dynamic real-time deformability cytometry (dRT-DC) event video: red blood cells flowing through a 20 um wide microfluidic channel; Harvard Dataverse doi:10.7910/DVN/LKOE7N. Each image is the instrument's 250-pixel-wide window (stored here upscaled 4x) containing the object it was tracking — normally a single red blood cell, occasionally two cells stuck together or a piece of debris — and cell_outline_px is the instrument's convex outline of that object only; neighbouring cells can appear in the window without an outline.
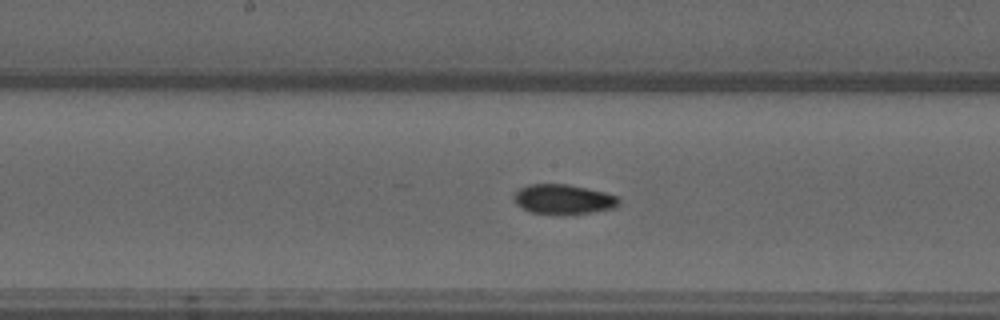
{"species": "common noctule bat (a hibernating species)", "species_latin": "Nyctalus noctula", "temperature_condition": "warm", "stored_images_in_passage": 46, "camera_frame_rate_fps": 3000, "um_per_image_px": 0.085, "animal": {"sex": "male", "forearm_length_mm": 52.5}, "frame": {"image": 1, "passage_image": 18, "time_ms": 5.667, "image_size_px": [1000, 320], "cell_outline_px": [[620, 204], [616, 208], [592, 212], [560, 216], [528, 212], [516, 204], [512, 196], [520, 188], [528, 184], [568, 184], [588, 188], [604, 192], [616, 196], [620, 200]], "centroid_in_image_um": [47.87, 16.96], "position_along_channel_um": 200.3, "area_um2": 18.73}}
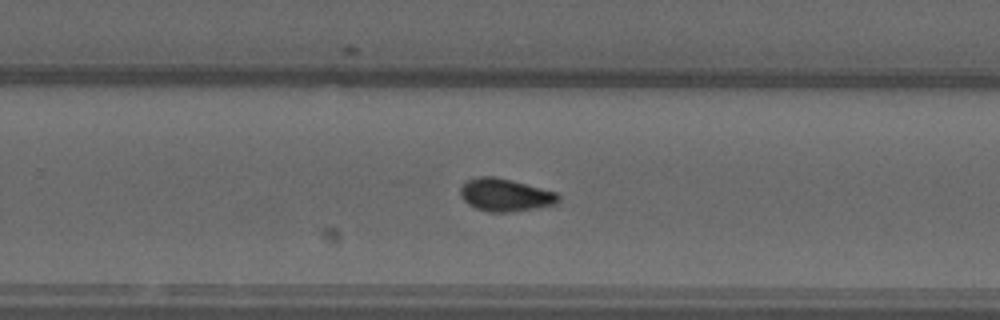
{"frame": {"image": 2, "passage_image": 25, "time_ms": 8.0, "image_size_px": [1000, 320], "cell_outline_px": [[560, 200], [556, 204], [540, 208], [512, 212], [488, 212], [476, 208], [468, 204], [460, 196], [460, 188], [468, 180], [480, 176], [496, 176], [512, 180], [556, 192], [560, 196]], "centroid_in_image_um": [42.97, 16.58], "position_along_channel_um": 286.8, "area_um2": 18.84}}
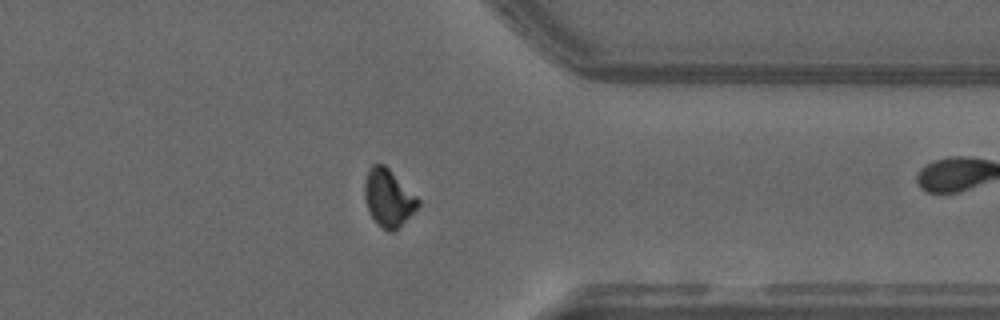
{"frame": {"image": 3, "passage_image": 33, "time_ms": 10.667, "image_size_px": [1000, 320], "cell_outline_px": [[420, 204], [392, 232], [388, 232], [368, 212], [364, 196], [364, 184], [368, 172], [372, 164], [384, 164], [420, 200]], "centroid_in_image_um": [32.98, 16.79], "position_along_channel_um": 378.4, "area_um2": 17.22}, "authors_computed_cell_mechanics": {"area_um2": 17.7446, "velocity_mm_per_s": 3.7238, "shape_relaxation_time_tau1_ms": null, "shape_relaxation_time_tau2_ms": 2.3592, "deformation_change_tau1": null, "deformation_change_tau2": 0.0565}}